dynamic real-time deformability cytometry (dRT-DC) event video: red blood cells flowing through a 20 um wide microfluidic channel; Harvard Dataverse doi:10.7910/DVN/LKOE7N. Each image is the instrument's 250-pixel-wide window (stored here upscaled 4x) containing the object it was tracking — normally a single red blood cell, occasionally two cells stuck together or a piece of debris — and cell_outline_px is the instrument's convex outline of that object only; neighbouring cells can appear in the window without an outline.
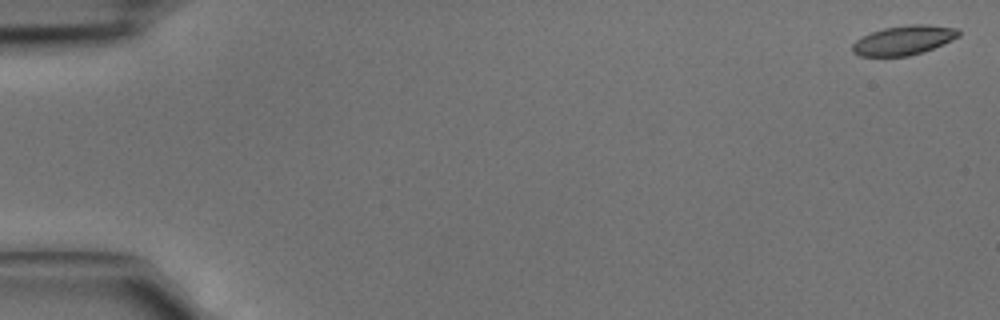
{"species": "common noctule bat (a hibernating species)", "species_latin": "Nyctalus noctula", "temperature_condition": "cold", "stored_images_in_passage": 5, "camera_frame_rate_fps": 3000, "um_per_image_px": 0.085, "animal": {"sex": "male", "body_mass_g": 15.6}, "frame": {"image": 1, "passage_image": 1, "time_ms": 0.0, "image_size_px": [1000, 320], "cell_outline_px": [[960, 36], [952, 40], [932, 48], [908, 56], [860, 56], [852, 52], [852, 44], [856, 40], [872, 32], [884, 28], [908, 24], [924, 24], [956, 28], [960, 32]], "centroid_in_image_um": [76.8, 3.41], "position_along_channel_um": 8.2, "area_um2": 17.98}}
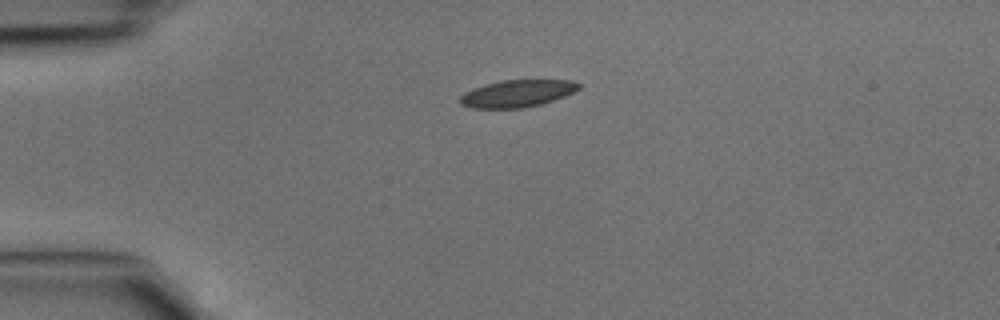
{"frame": {"image": 2, "passage_image": 4, "time_ms": 1.0, "image_size_px": [1000, 320], "cell_outline_px": [[580, 88], [564, 96], [540, 104], [520, 108], [472, 108], [460, 104], [460, 96], [464, 92], [472, 88], [500, 80], [572, 80], [580, 84]], "centroid_in_image_um": [43.93, 7.94], "position_along_channel_um": 41.1, "area_um2": 18.67}}
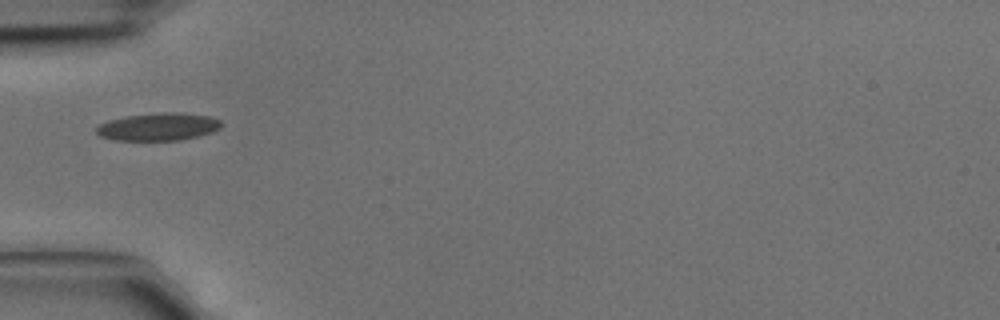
{"frame": {"image": 3, "passage_image": 5, "time_ms": 1.333, "image_size_px": [1000, 320], "cell_outline_px": [[220, 128], [212, 132], [180, 140], [116, 140], [100, 136], [96, 132], [96, 128], [100, 124], [108, 120], [128, 116], [168, 112], [176, 112], [208, 116], [220, 120]], "centroid_in_image_um": [13.44, 10.78], "position_along_channel_um": 71.6, "area_um2": 19.77}}